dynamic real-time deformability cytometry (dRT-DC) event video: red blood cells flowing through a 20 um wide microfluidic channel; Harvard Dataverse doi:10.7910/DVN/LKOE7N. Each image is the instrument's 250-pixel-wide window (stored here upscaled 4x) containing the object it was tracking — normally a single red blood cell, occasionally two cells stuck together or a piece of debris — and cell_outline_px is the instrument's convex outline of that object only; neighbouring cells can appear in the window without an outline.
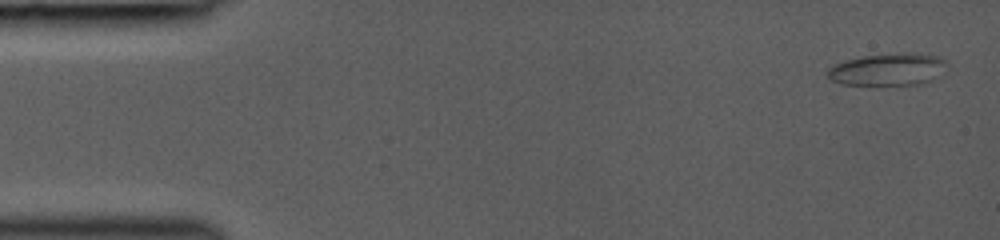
{"species": "common noctule bat (a hibernating species)", "species_latin": "Nyctalus noctula", "temperature_condition": "room temperature", "stored_images_in_passage": 13, "camera_frame_rate_fps": 3000, "um_per_image_px": 0.085, "animal": {"sex": "female", "body_mass_g": 19.0, "forearm_length_mm": 53.3}, "frame": {"image": 1, "passage_image": 1, "time_ms": 0.0, "image_size_px": [1000, 240], "cell_outline_px": [[948, 72], [944, 76], [920, 84], [840, 84], [832, 80], [824, 72], [828, 68], [836, 64], [848, 60], [864, 56], [904, 52], [916, 52], [940, 56], [948, 60]], "centroid_in_image_um": [75.62, 5.88], "position_along_channel_um": 9.4, "area_um2": 22.95}}
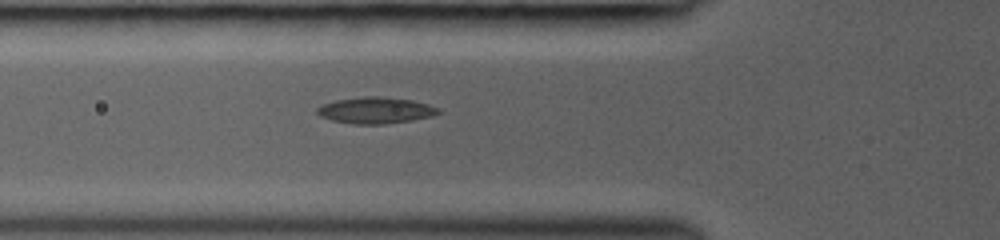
{"frame": {"image": 2, "passage_image": 10, "time_ms": 5.0, "image_size_px": [1000, 240], "cell_outline_px": [[440, 112], [432, 116], [412, 120], [384, 124], [356, 124], [332, 120], [320, 116], [316, 112], [316, 108], [324, 104], [336, 100], [364, 96], [380, 96], [412, 100], [428, 104], [440, 108]], "centroid_in_image_um": [31.94, 9.37], "position_along_channel_um": 93.9, "area_um2": 18.55}}
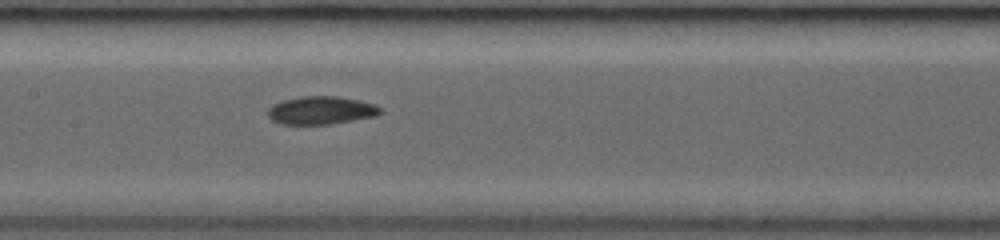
{"frame": {"image": 3, "passage_image": 13, "time_ms": 7.0, "image_size_px": [1000, 240], "cell_outline_px": [[380, 112], [376, 116], [332, 124], [280, 124], [272, 120], [268, 116], [268, 108], [272, 104], [284, 100], [300, 96], [336, 96], [360, 100], [376, 104], [380, 108]], "centroid_in_image_um": [27.28, 9.37], "position_along_channel_um": 180.1, "area_um2": 18.44}}